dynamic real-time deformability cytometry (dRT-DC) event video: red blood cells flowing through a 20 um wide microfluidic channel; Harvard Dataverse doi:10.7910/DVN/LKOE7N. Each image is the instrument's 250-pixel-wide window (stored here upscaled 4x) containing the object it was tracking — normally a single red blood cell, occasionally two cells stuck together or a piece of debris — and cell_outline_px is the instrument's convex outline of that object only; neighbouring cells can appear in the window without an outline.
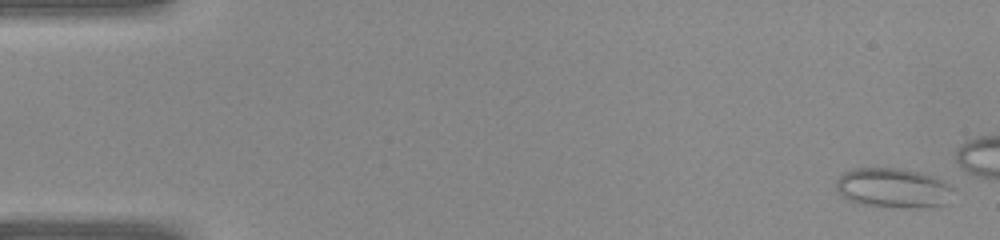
{"species": "common noctule bat (a hibernating species)", "species_latin": "Nyctalus noctula", "temperature_condition": "warm", "stored_images_in_passage": 13, "camera_frame_rate_fps": 3000, "um_per_image_px": 0.085, "animal": {"sex": "female", "body_mass_g": 22.0, "forearm_length_mm": 56.7}, "frame": {"image": 1, "passage_image": 1, "time_ms": 0.0, "image_size_px": [1000, 240], "cell_outline_px": [[956, 188], [948, 204], [928, 208], [892, 208], [860, 204], [848, 200], [840, 196], [836, 188], [836, 180], [844, 172], [852, 168], [900, 168], [920, 172], [944, 180]], "centroid_in_image_um": [75.97, 16.0], "position_along_channel_um": 9.0, "area_um2": 28.03}}